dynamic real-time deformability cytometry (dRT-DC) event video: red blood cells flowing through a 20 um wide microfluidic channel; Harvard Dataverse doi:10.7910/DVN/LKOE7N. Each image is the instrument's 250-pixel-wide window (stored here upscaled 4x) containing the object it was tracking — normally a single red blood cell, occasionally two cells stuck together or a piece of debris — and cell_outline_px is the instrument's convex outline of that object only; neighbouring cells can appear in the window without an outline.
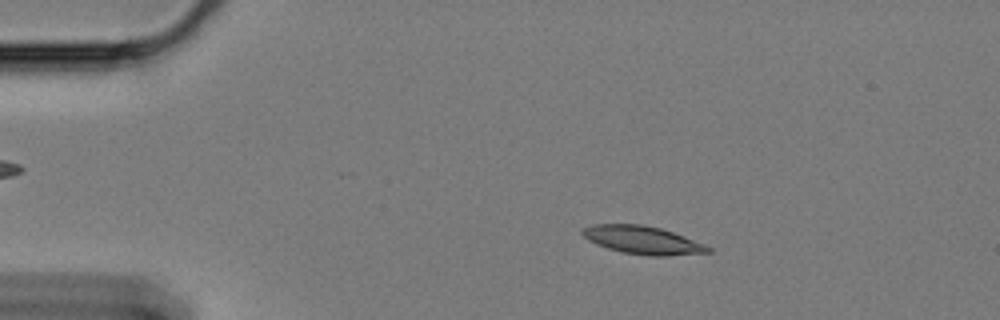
{"species": "Egyptian fruit bat (a non-hibernating species)", "species_latin": "Rousettus aegyptiacus", "temperature_condition": "cold", "stored_images_in_passage": 58, "camera_frame_rate_fps": 3000, "um_per_image_px": 0.085, "animal": {"sex": "female"}, "frame": {"image": 1, "passage_image": 8, "time_ms": 2.333, "image_size_px": [1000, 320], "cell_outline_px": [[712, 252], [668, 256], [648, 256], [620, 252], [596, 244], [588, 240], [580, 232], [580, 228], [592, 224], [640, 224], [660, 228], [684, 236], [704, 244], [712, 248]], "centroid_in_image_um": [54.6, 20.41], "position_along_channel_um": 30.4, "area_um2": 20.69}}
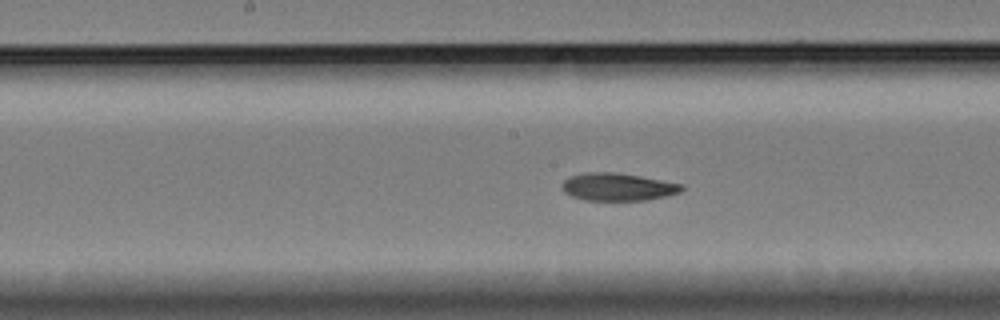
{"frame": {"image": 2, "passage_image": 28, "time_ms": 9.0, "image_size_px": [1000, 320], "cell_outline_px": [[684, 188], [680, 192], [668, 196], [648, 200], [584, 200], [572, 196], [564, 192], [564, 180], [572, 176], [588, 172], [616, 172], [640, 176], [684, 184]], "centroid_in_image_um": [52.58, 15.89], "position_along_channel_um": 195.6, "area_um2": 19.19}}
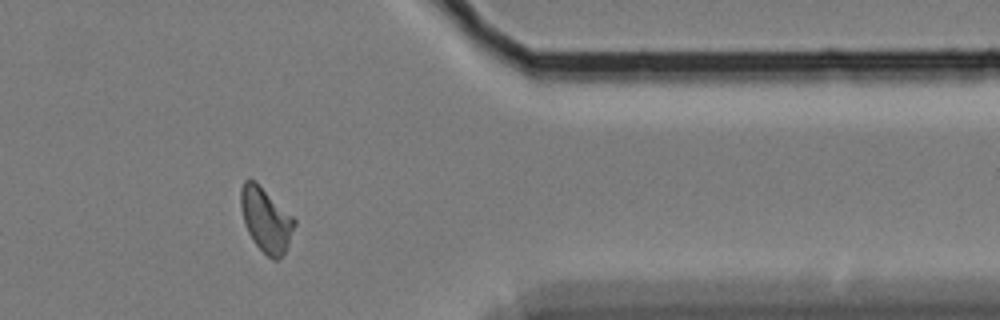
{"frame": {"image": 3, "passage_image": 47, "time_ms": 15.333, "image_size_px": [1000, 320], "cell_outline_px": [[296, 224], [284, 252], [280, 260], [272, 260], [252, 240], [244, 224], [240, 204], [240, 188], [244, 180], [256, 180], [296, 220]], "centroid_in_image_um": [22.58, 18.66], "position_along_channel_um": 388.8, "area_um2": 20.06}, "authors_computed_cell_mechanics": {"area_um2": 19.8832, "velocity_mm_per_s": 3.2987, "shape_relaxation_time_tau1_ms": 5.7024, "shape_relaxation_time_tau2_ms": 3.5706, "deformation_change_tau1": 0.1556, "deformation_change_tau2": 0.0793}}